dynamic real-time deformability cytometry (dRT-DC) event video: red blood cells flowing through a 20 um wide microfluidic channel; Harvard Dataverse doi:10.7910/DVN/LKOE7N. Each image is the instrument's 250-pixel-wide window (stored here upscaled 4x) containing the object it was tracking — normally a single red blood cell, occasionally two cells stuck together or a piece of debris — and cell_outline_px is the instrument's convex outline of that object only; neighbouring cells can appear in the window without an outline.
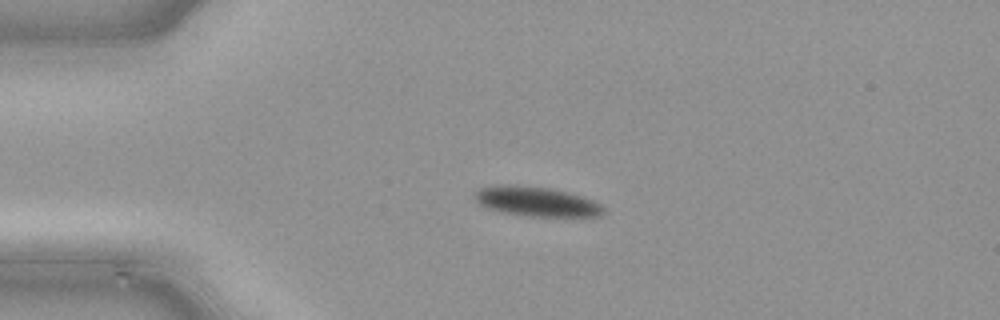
{"species": "common noctule bat (a hibernating species)", "species_latin": "Nyctalus noctula", "temperature_condition": "cold", "stored_images_in_passage": 38, "camera_frame_rate_fps": 3000, "um_per_image_px": 0.085, "animal": {"sex": "male", "body_mass_g": 21.5, "forearm_length_mm": 52.0}, "frame": {"image": 1, "passage_image": 1, "time_ms": 0.0, "image_size_px": [1000, 320], "cell_outline_px": [[604, 212], [596, 216], [536, 216], [504, 212], [488, 208], [480, 204], [476, 200], [476, 192], [480, 188], [496, 184], [512, 184], [552, 188], [584, 196], [600, 204], [604, 208]], "centroid_in_image_um": [45.61, 17.1], "position_along_channel_um": 39.4, "area_um2": 22.02}}
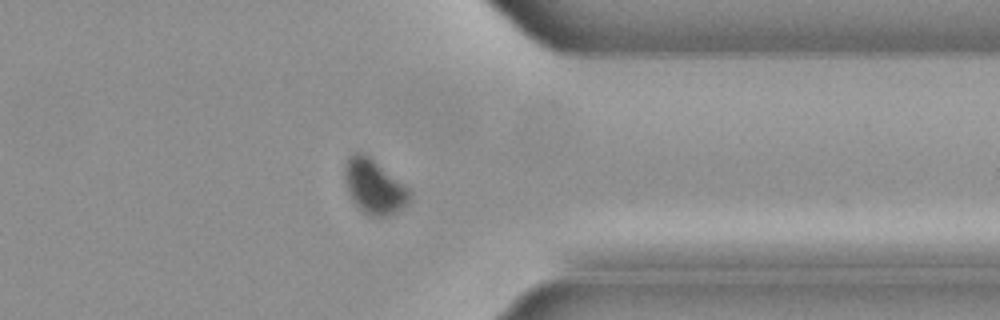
{"frame": {"image": 2, "passage_image": 28, "time_ms": 9.0, "image_size_px": [1000, 320], "cell_outline_px": [[412, 196], [408, 204], [396, 212], [388, 216], [372, 216], [364, 212], [356, 204], [348, 192], [344, 176], [344, 164], [348, 156], [352, 152], [360, 152], [368, 156], [404, 184], [412, 192]], "centroid_in_image_um": [31.81, 15.85], "position_along_channel_um": 379.6, "area_um2": 20.46}}
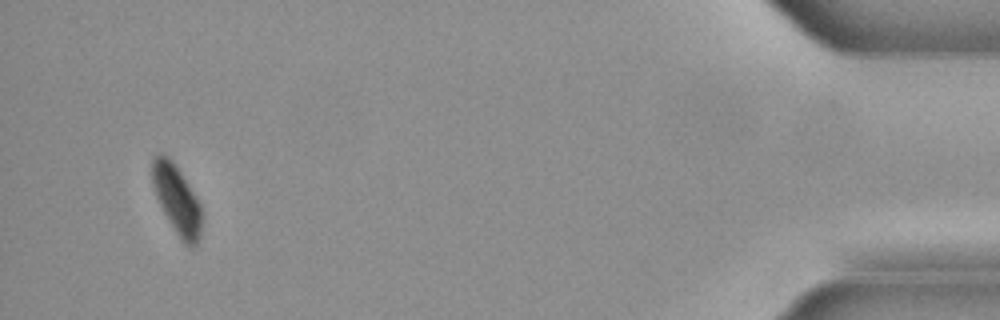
{"frame": {"image": 3, "passage_image": 36, "time_ms": 11.667, "image_size_px": [1000, 320], "cell_outline_px": [[200, 236], [196, 244], [192, 248], [188, 248], [180, 240], [168, 220], [156, 196], [152, 184], [152, 160], [160, 152], [168, 156], [172, 160], [188, 184], [200, 204]], "centroid_in_image_um": [15.01, 16.98], "position_along_channel_um": 420.2, "area_um2": 19.59}}